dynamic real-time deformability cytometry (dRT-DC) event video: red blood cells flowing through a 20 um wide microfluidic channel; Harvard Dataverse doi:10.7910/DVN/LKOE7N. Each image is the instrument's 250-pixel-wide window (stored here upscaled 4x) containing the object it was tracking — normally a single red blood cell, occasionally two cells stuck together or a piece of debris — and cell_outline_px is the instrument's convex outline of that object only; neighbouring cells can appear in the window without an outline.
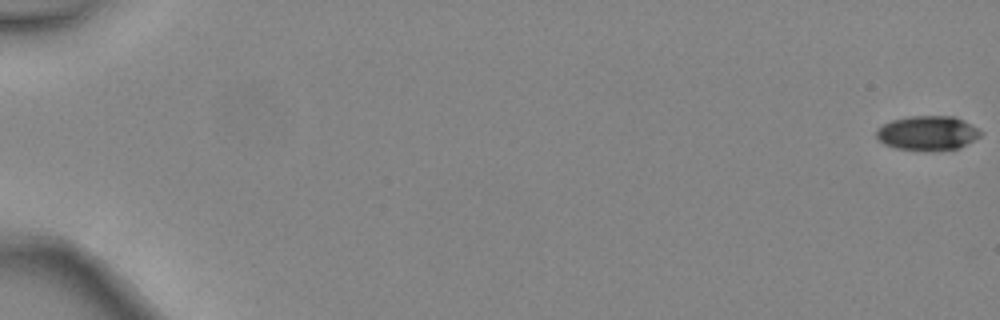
{"species": "common noctule bat (a hibernating species)", "species_latin": "Nyctalus noctula", "temperature_condition": "warm", "stored_images_in_passage": 4, "camera_frame_rate_fps": 3000, "um_per_image_px": 0.085, "animal": {"sex": "female", "body_mass_g": 24.6, "forearm_length_mm": 56.2}, "frame": {"image": 1, "passage_image": 1, "time_ms": 0.0, "image_size_px": [1000, 320], "cell_outline_px": [[984, 132], [980, 136], [960, 148], [936, 152], [924, 152], [896, 148], [884, 144], [876, 136], [876, 128], [892, 120], [908, 116], [956, 116], [964, 120]], "centroid_in_image_um": [78.86, 11.33], "position_along_channel_um": 6.1, "area_um2": 21.44}}
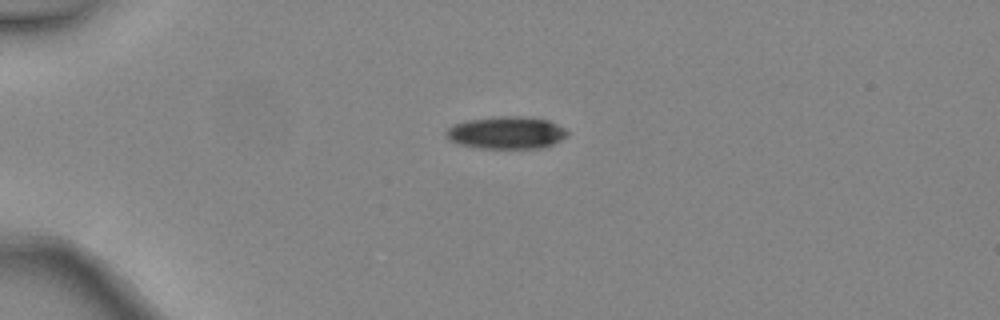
{"frame": {"image": 2, "passage_image": 4, "time_ms": 1.0, "image_size_px": [1000, 320], "cell_outline_px": [[568, 136], [544, 148], [476, 148], [456, 144], [448, 140], [444, 136], [444, 132], [452, 124], [468, 120], [500, 116], [524, 116], [548, 120], [564, 128], [568, 132]], "centroid_in_image_um": [42.99, 11.28], "position_along_channel_um": 42.0, "area_um2": 23.18}}